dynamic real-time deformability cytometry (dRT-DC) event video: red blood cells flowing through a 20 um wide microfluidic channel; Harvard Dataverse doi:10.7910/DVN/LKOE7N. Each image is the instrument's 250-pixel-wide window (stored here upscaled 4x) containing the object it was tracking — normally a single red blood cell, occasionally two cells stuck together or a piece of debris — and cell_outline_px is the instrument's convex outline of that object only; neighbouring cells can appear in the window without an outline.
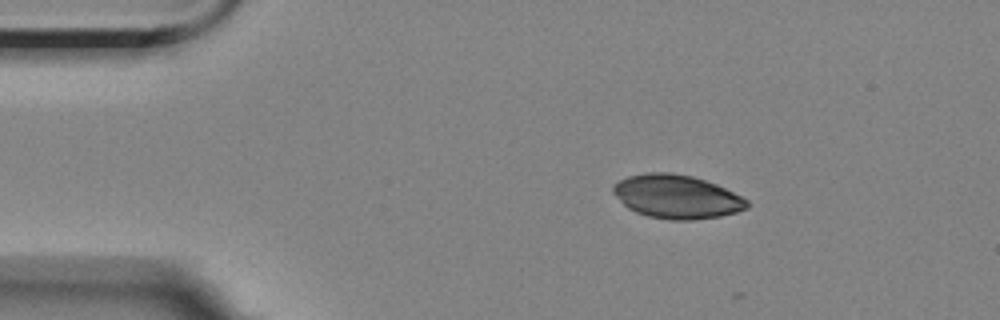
{"species": "Egyptian fruit bat (a non-hibernating species)", "species_latin": "Rousettus aegyptiacus", "temperature_condition": "room temperature", "stored_images_in_passage": 5, "camera_frame_rate_fps": 3000, "um_per_image_px": 0.085, "animal": {"sex": "female"}, "frame": {"image": 1, "passage_image": 1, "time_ms": 0.0, "image_size_px": [1000, 320], "cell_outline_px": [[752, 204], [748, 208], [736, 212], [720, 216], [692, 220], [668, 220], [648, 216], [636, 212], [628, 208], [612, 192], [612, 184], [628, 176], [648, 172], [668, 172], [692, 176], [716, 184], [748, 200]], "centroid_in_image_um": [57.52, 16.72], "position_along_channel_um": 27.5, "area_um2": 34.04}}
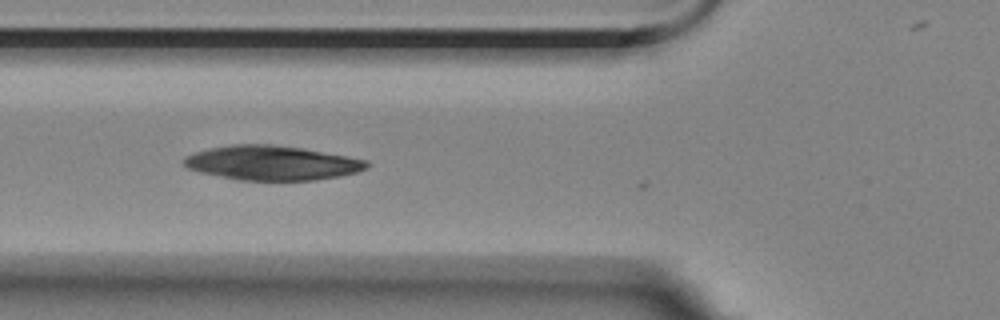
{"frame": {"image": 2, "passage_image": 4, "time_ms": 3.667, "image_size_px": [1000, 320], "cell_outline_px": [[368, 168], [356, 172], [340, 176], [316, 180], [236, 180], [200, 172], [188, 168], [184, 164], [184, 156], [208, 148], [232, 144], [272, 144], [304, 148], [348, 156], [368, 160]], "centroid_in_image_um": [23.12, 13.84], "position_along_channel_um": 102.7, "area_um2": 36.88}}
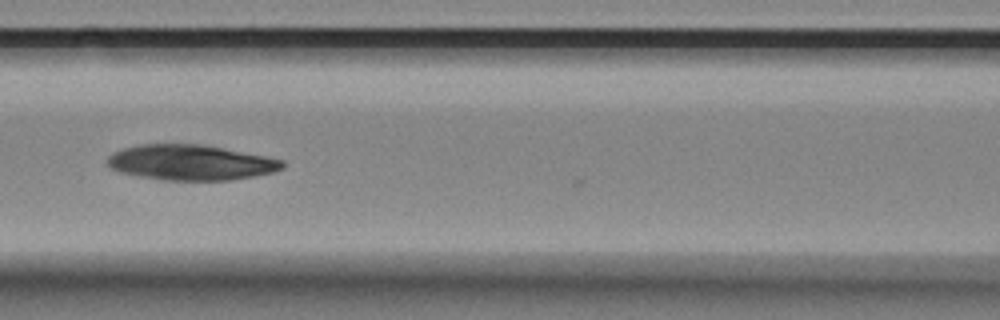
{"frame": {"image": 3, "passage_image": 5, "time_ms": 5.0, "image_size_px": [1000, 320], "cell_outline_px": [[284, 168], [272, 172], [232, 180], [164, 180], [140, 176], [120, 172], [112, 168], [108, 164], [108, 156], [112, 152], [136, 144], [204, 144], [284, 160]], "centroid_in_image_um": [16.2, 13.8], "position_along_channel_um": 150.4, "area_um2": 35.95}}